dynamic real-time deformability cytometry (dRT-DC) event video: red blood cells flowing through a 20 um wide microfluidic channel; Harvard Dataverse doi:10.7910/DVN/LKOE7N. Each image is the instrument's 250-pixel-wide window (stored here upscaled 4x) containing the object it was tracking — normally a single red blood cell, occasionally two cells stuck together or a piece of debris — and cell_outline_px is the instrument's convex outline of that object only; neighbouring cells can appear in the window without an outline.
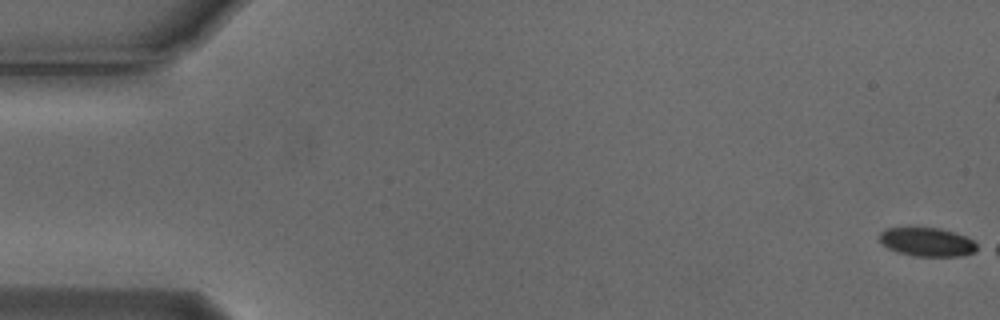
{"species": "Egyptian fruit bat (a non-hibernating species)", "species_latin": "Rousettus aegyptiacus", "temperature_condition": "cold", "stored_images_in_passage": 5, "camera_frame_rate_fps": 3000, "um_per_image_px": 0.085, "animal": {"sex": "male"}, "frame": {"image": 1, "passage_image": 1, "time_ms": 0.0, "image_size_px": [1000, 320], "cell_outline_px": [[984, 248], [976, 252], [964, 256], [916, 256], [896, 252], [888, 248], [880, 240], [880, 232], [884, 228], [940, 228], [964, 236], [972, 240]], "centroid_in_image_um": [78.88, 20.59], "position_along_channel_um": 6.1, "area_um2": 16.47}}